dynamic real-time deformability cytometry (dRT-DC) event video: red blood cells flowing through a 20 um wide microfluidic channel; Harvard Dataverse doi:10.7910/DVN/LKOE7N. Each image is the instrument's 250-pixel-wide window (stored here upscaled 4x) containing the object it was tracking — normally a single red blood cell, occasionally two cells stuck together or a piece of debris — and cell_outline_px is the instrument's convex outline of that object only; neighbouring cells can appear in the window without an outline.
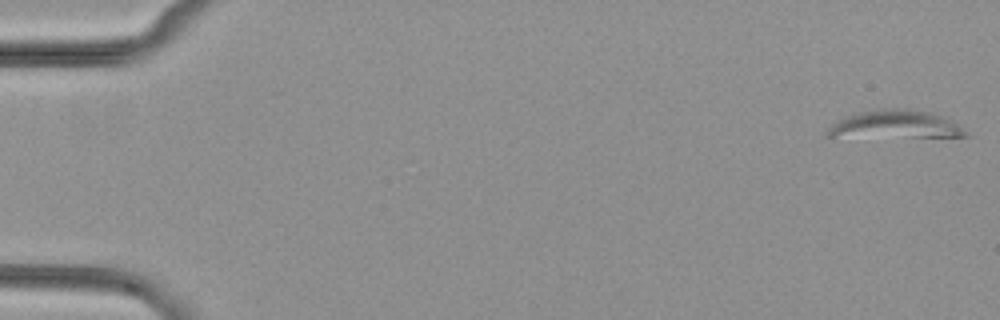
{"species": "common noctule bat (a hibernating species)", "species_latin": "Nyctalus noctula", "temperature_condition": "cold", "stored_images_in_passage": 31, "camera_frame_rate_fps": 3000, "um_per_image_px": 0.085, "animal": {"sex": "female", "body_mass_g": 29.2, "forearm_length_mm": 56.3}, "frame": {"image": 1, "passage_image": 1, "time_ms": 0.0, "image_size_px": [1000, 320], "cell_outline_px": [[972, 136], [824, 136], [828, 128], [832, 124], [848, 116], [860, 112], [884, 108], [908, 108], [932, 112], [948, 116]], "centroid_in_image_um": [76.18, 10.56], "position_along_channel_um": 8.8, "area_um2": 22.31}}
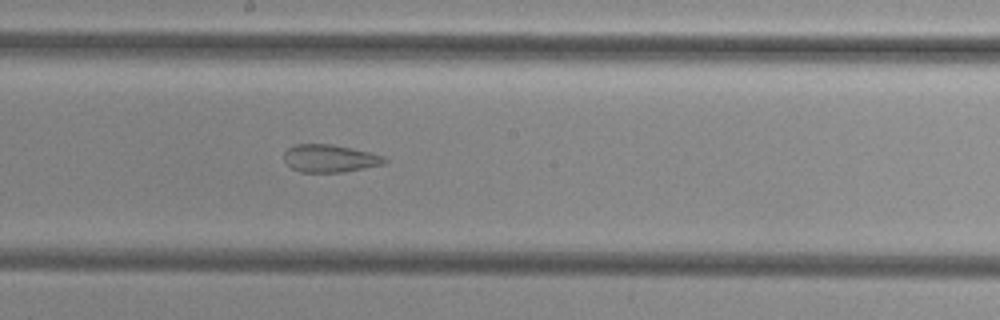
{"frame": {"image": 2, "passage_image": 19, "time_ms": 6.0, "image_size_px": [1000, 320], "cell_outline_px": [[388, 160], [384, 164], [344, 172], [300, 172], [292, 168], [284, 160], [284, 152], [288, 148], [296, 144], [332, 144], [372, 152], [384, 156]], "centroid_in_image_um": [28.06, 13.46], "position_along_channel_um": 220.1, "area_um2": 16.3}}
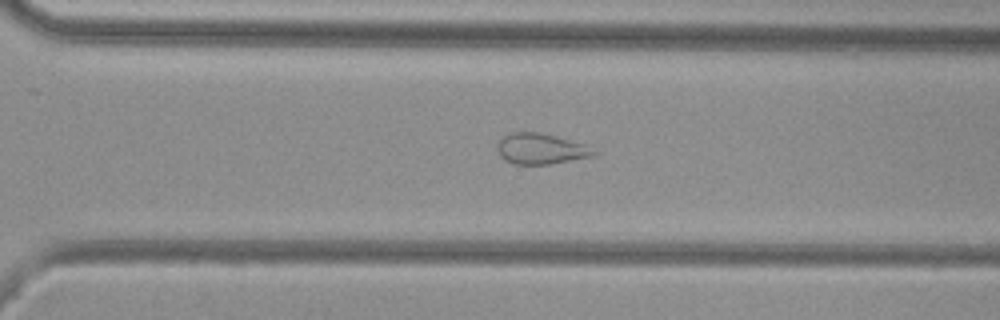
{"frame": {"image": 3, "passage_image": 27, "time_ms": 8.667, "image_size_px": [1000, 320], "cell_outline_px": [[596, 152], [592, 156], [548, 164], [512, 164], [504, 160], [500, 156], [496, 148], [496, 144], [508, 132], [540, 132], [584, 144]], "centroid_in_image_um": [45.88, 12.64], "position_along_channel_um": 324.7, "area_um2": 17.11}}